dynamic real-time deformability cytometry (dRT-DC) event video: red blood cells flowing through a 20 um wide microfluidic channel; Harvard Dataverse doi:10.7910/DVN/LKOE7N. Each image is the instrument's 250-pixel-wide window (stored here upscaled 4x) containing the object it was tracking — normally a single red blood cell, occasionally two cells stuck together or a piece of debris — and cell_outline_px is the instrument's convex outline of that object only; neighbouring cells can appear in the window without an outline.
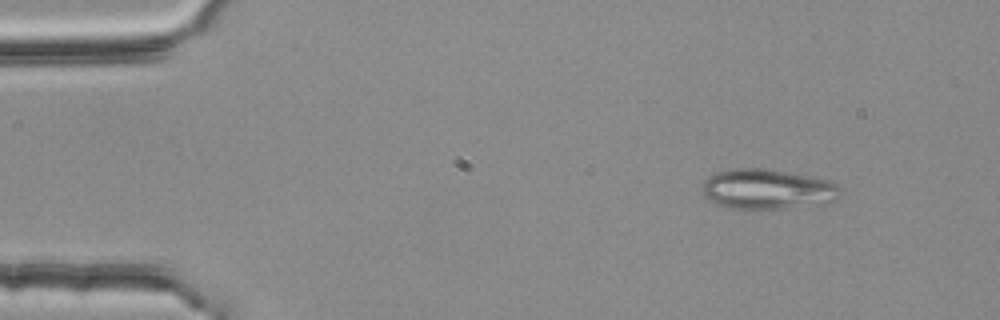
{"species": "common noctule bat (a hibernating species)", "species_latin": "Nyctalus noctula", "temperature_condition": "room temperature", "stored_images_in_passage": 54, "segment_of_instrument_passage": [1, 2], "camera_frame_rate_fps": 3000, "um_per_image_px": 0.085, "animal": {"sex": "female", "body_mass_g": 25.1}, "frame": {"image": 1, "passage_image": 6, "time_ms": 1.667, "image_size_px": [1000, 320], "cell_outline_px": [[840, 196], [824, 204], [780, 208], [728, 208], [708, 200], [704, 196], [700, 188], [704, 180], [716, 172], [732, 168], [764, 168], [828, 180], [836, 184], [840, 188]], "centroid_in_image_um": [65.17, 16.07], "position_along_channel_um": 19.8, "area_um2": 32.08}}